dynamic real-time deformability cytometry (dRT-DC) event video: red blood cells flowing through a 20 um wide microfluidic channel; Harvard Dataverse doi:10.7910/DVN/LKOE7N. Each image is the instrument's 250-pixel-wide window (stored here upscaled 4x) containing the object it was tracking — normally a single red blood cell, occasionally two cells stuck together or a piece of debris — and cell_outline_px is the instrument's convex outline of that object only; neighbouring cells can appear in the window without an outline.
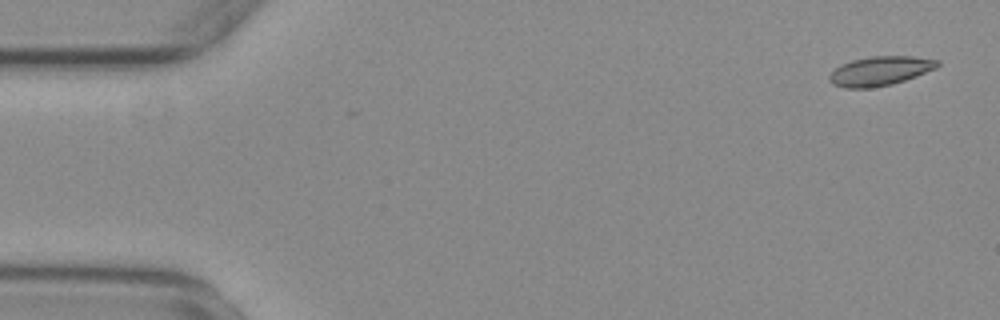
{"species": "common noctule bat (a hibernating species)", "species_latin": "Nyctalus noctula", "temperature_condition": "warm", "stored_images_in_passage": 17, "camera_frame_rate_fps": 3000, "um_per_image_px": 0.085, "animal": {"sex": "female", "body_mass_g": 29.2, "forearm_length_mm": 56.3}, "frame": {"image": 1, "passage_image": 3, "time_ms": 0.667, "image_size_px": [1000, 320], "cell_outline_px": [[940, 64], [936, 68], [916, 76], [892, 84], [868, 88], [844, 88], [832, 84], [828, 80], [828, 76], [840, 64], [852, 60], [868, 56], [912, 56], [940, 60]], "centroid_in_image_um": [74.79, 6.02], "position_along_channel_um": 10.2, "area_um2": 18.5}}